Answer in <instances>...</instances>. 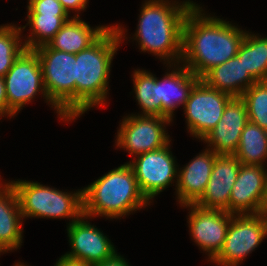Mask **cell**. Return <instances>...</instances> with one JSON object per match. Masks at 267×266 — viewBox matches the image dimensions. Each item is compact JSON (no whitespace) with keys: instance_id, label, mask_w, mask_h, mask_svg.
I'll list each match as a JSON object with an SVG mask.
<instances>
[{"instance_id":"6da1fadb","label":"cell","mask_w":267,"mask_h":266,"mask_svg":"<svg viewBox=\"0 0 267 266\" xmlns=\"http://www.w3.org/2000/svg\"><path fill=\"white\" fill-rule=\"evenodd\" d=\"M202 12L203 8L196 4L185 18L181 60L200 79L236 56L246 33L229 21Z\"/></svg>"},{"instance_id":"7a4b0ae2","label":"cell","mask_w":267,"mask_h":266,"mask_svg":"<svg viewBox=\"0 0 267 266\" xmlns=\"http://www.w3.org/2000/svg\"><path fill=\"white\" fill-rule=\"evenodd\" d=\"M193 1L147 0L142 5L134 40L141 52H150L168 67L180 64L183 54V26ZM172 62V63H171Z\"/></svg>"},{"instance_id":"3957f363","label":"cell","mask_w":267,"mask_h":266,"mask_svg":"<svg viewBox=\"0 0 267 266\" xmlns=\"http://www.w3.org/2000/svg\"><path fill=\"white\" fill-rule=\"evenodd\" d=\"M110 26L92 45L76 54V117L106 104L111 63L125 33Z\"/></svg>"},{"instance_id":"277c9868","label":"cell","mask_w":267,"mask_h":266,"mask_svg":"<svg viewBox=\"0 0 267 266\" xmlns=\"http://www.w3.org/2000/svg\"><path fill=\"white\" fill-rule=\"evenodd\" d=\"M149 204L128 162L83 188V214L89 218L119 219Z\"/></svg>"},{"instance_id":"5b68a950","label":"cell","mask_w":267,"mask_h":266,"mask_svg":"<svg viewBox=\"0 0 267 266\" xmlns=\"http://www.w3.org/2000/svg\"><path fill=\"white\" fill-rule=\"evenodd\" d=\"M9 182L16 190L22 218H70L71 224L83 215V189L68 193L33 181Z\"/></svg>"},{"instance_id":"8992f818","label":"cell","mask_w":267,"mask_h":266,"mask_svg":"<svg viewBox=\"0 0 267 266\" xmlns=\"http://www.w3.org/2000/svg\"><path fill=\"white\" fill-rule=\"evenodd\" d=\"M39 57L48 99L71 122L76 118V54L51 49L47 44L34 49Z\"/></svg>"},{"instance_id":"52a82bcc","label":"cell","mask_w":267,"mask_h":266,"mask_svg":"<svg viewBox=\"0 0 267 266\" xmlns=\"http://www.w3.org/2000/svg\"><path fill=\"white\" fill-rule=\"evenodd\" d=\"M8 101V117H13L23 107L37 96V92L43 95L46 102L56 110L60 120H69L48 99L39 57L34 50L25 49L14 61L12 67L3 77Z\"/></svg>"},{"instance_id":"ba28073f","label":"cell","mask_w":267,"mask_h":266,"mask_svg":"<svg viewBox=\"0 0 267 266\" xmlns=\"http://www.w3.org/2000/svg\"><path fill=\"white\" fill-rule=\"evenodd\" d=\"M267 236V222L259 214L233 215L220 252L210 261L238 266Z\"/></svg>"},{"instance_id":"9c48e42d","label":"cell","mask_w":267,"mask_h":266,"mask_svg":"<svg viewBox=\"0 0 267 266\" xmlns=\"http://www.w3.org/2000/svg\"><path fill=\"white\" fill-rule=\"evenodd\" d=\"M167 117L149 115L125 116L116 135V146L126 149L130 155L138 156L145 152L163 148L171 142L166 133Z\"/></svg>"},{"instance_id":"30bf717a","label":"cell","mask_w":267,"mask_h":266,"mask_svg":"<svg viewBox=\"0 0 267 266\" xmlns=\"http://www.w3.org/2000/svg\"><path fill=\"white\" fill-rule=\"evenodd\" d=\"M231 98V95L209 87L200 79L183 107L188 132L202 141L217 125Z\"/></svg>"},{"instance_id":"8fae6325","label":"cell","mask_w":267,"mask_h":266,"mask_svg":"<svg viewBox=\"0 0 267 266\" xmlns=\"http://www.w3.org/2000/svg\"><path fill=\"white\" fill-rule=\"evenodd\" d=\"M169 146L170 143L163 148L140 154L128 162L141 193L149 203L178 178L179 168Z\"/></svg>"},{"instance_id":"7c38bea8","label":"cell","mask_w":267,"mask_h":266,"mask_svg":"<svg viewBox=\"0 0 267 266\" xmlns=\"http://www.w3.org/2000/svg\"><path fill=\"white\" fill-rule=\"evenodd\" d=\"M182 207L190 208L188 224L194 242L208 253L211 261L222 249L230 225L232 214L218 209H206L196 204Z\"/></svg>"},{"instance_id":"4fadbf2b","label":"cell","mask_w":267,"mask_h":266,"mask_svg":"<svg viewBox=\"0 0 267 266\" xmlns=\"http://www.w3.org/2000/svg\"><path fill=\"white\" fill-rule=\"evenodd\" d=\"M86 219L90 218L83 214L68 224L67 233L71 252L65 253L64 256L94 266L112 258L117 251L103 231L91 225Z\"/></svg>"},{"instance_id":"5bb4252c","label":"cell","mask_w":267,"mask_h":266,"mask_svg":"<svg viewBox=\"0 0 267 266\" xmlns=\"http://www.w3.org/2000/svg\"><path fill=\"white\" fill-rule=\"evenodd\" d=\"M267 187V169L261 165L241 164L232 187L228 213L258 214Z\"/></svg>"},{"instance_id":"9a60e30c","label":"cell","mask_w":267,"mask_h":266,"mask_svg":"<svg viewBox=\"0 0 267 266\" xmlns=\"http://www.w3.org/2000/svg\"><path fill=\"white\" fill-rule=\"evenodd\" d=\"M249 122L247 107L241 97H232L217 125L202 140L217 155H234L241 133Z\"/></svg>"},{"instance_id":"2e32d148","label":"cell","mask_w":267,"mask_h":266,"mask_svg":"<svg viewBox=\"0 0 267 266\" xmlns=\"http://www.w3.org/2000/svg\"><path fill=\"white\" fill-rule=\"evenodd\" d=\"M240 166V161L234 155H217L204 194L195 204L228 212L232 187Z\"/></svg>"},{"instance_id":"e0dca14e","label":"cell","mask_w":267,"mask_h":266,"mask_svg":"<svg viewBox=\"0 0 267 266\" xmlns=\"http://www.w3.org/2000/svg\"><path fill=\"white\" fill-rule=\"evenodd\" d=\"M217 154L208 148L178 170L175 189L180 206L195 204L204 194Z\"/></svg>"},{"instance_id":"ac0fdd59","label":"cell","mask_w":267,"mask_h":266,"mask_svg":"<svg viewBox=\"0 0 267 266\" xmlns=\"http://www.w3.org/2000/svg\"><path fill=\"white\" fill-rule=\"evenodd\" d=\"M22 221L16 190L10 182L4 184L0 182V253L21 247Z\"/></svg>"},{"instance_id":"d6986e66","label":"cell","mask_w":267,"mask_h":266,"mask_svg":"<svg viewBox=\"0 0 267 266\" xmlns=\"http://www.w3.org/2000/svg\"><path fill=\"white\" fill-rule=\"evenodd\" d=\"M174 70L159 80V93L162 101V117L173 120V113L180 105L184 107L191 90L200 78L186 66L173 64ZM180 65V66H179ZM182 66V67H181Z\"/></svg>"},{"instance_id":"ffe728a7","label":"cell","mask_w":267,"mask_h":266,"mask_svg":"<svg viewBox=\"0 0 267 266\" xmlns=\"http://www.w3.org/2000/svg\"><path fill=\"white\" fill-rule=\"evenodd\" d=\"M201 79L209 87L232 97H241L249 87L258 82L248 70H245L243 61L237 55L213 67Z\"/></svg>"},{"instance_id":"44dd1931","label":"cell","mask_w":267,"mask_h":266,"mask_svg":"<svg viewBox=\"0 0 267 266\" xmlns=\"http://www.w3.org/2000/svg\"><path fill=\"white\" fill-rule=\"evenodd\" d=\"M110 26L90 27L80 17H72L47 43L54 50L77 54L92 45Z\"/></svg>"},{"instance_id":"7402d4cb","label":"cell","mask_w":267,"mask_h":266,"mask_svg":"<svg viewBox=\"0 0 267 266\" xmlns=\"http://www.w3.org/2000/svg\"><path fill=\"white\" fill-rule=\"evenodd\" d=\"M234 156L241 164L265 166L267 160V130L248 122L241 133Z\"/></svg>"},{"instance_id":"603a6c76","label":"cell","mask_w":267,"mask_h":266,"mask_svg":"<svg viewBox=\"0 0 267 266\" xmlns=\"http://www.w3.org/2000/svg\"><path fill=\"white\" fill-rule=\"evenodd\" d=\"M251 33L246 31L237 56L257 81H267V37Z\"/></svg>"},{"instance_id":"cb8c5ba5","label":"cell","mask_w":267,"mask_h":266,"mask_svg":"<svg viewBox=\"0 0 267 266\" xmlns=\"http://www.w3.org/2000/svg\"><path fill=\"white\" fill-rule=\"evenodd\" d=\"M133 85L136 101L142 109L138 115L162 117V101L159 93V79L146 70H134Z\"/></svg>"},{"instance_id":"d4e9b609","label":"cell","mask_w":267,"mask_h":266,"mask_svg":"<svg viewBox=\"0 0 267 266\" xmlns=\"http://www.w3.org/2000/svg\"><path fill=\"white\" fill-rule=\"evenodd\" d=\"M70 15H27L31 33L24 40L26 49L34 50L37 47L46 45L69 21Z\"/></svg>"},{"instance_id":"484cf974","label":"cell","mask_w":267,"mask_h":266,"mask_svg":"<svg viewBox=\"0 0 267 266\" xmlns=\"http://www.w3.org/2000/svg\"><path fill=\"white\" fill-rule=\"evenodd\" d=\"M14 24L0 25V76L4 77L12 67L14 61L26 49L21 38L22 29Z\"/></svg>"},{"instance_id":"4316f807","label":"cell","mask_w":267,"mask_h":266,"mask_svg":"<svg viewBox=\"0 0 267 266\" xmlns=\"http://www.w3.org/2000/svg\"><path fill=\"white\" fill-rule=\"evenodd\" d=\"M247 107L249 122L267 130V81H258L241 96Z\"/></svg>"},{"instance_id":"83f0119b","label":"cell","mask_w":267,"mask_h":266,"mask_svg":"<svg viewBox=\"0 0 267 266\" xmlns=\"http://www.w3.org/2000/svg\"><path fill=\"white\" fill-rule=\"evenodd\" d=\"M27 15H69L59 0H28Z\"/></svg>"},{"instance_id":"f1b7e54d","label":"cell","mask_w":267,"mask_h":266,"mask_svg":"<svg viewBox=\"0 0 267 266\" xmlns=\"http://www.w3.org/2000/svg\"><path fill=\"white\" fill-rule=\"evenodd\" d=\"M62 4L63 8L67 11L68 14H70V10L78 11L76 13L77 15H74L73 17H80L79 11L86 10V6L89 0H59Z\"/></svg>"},{"instance_id":"f546056e","label":"cell","mask_w":267,"mask_h":266,"mask_svg":"<svg viewBox=\"0 0 267 266\" xmlns=\"http://www.w3.org/2000/svg\"><path fill=\"white\" fill-rule=\"evenodd\" d=\"M8 116V101L4 78L0 76V117Z\"/></svg>"},{"instance_id":"4dcf8cb0","label":"cell","mask_w":267,"mask_h":266,"mask_svg":"<svg viewBox=\"0 0 267 266\" xmlns=\"http://www.w3.org/2000/svg\"><path fill=\"white\" fill-rule=\"evenodd\" d=\"M125 258L116 253L112 258L105 260L101 263L95 264L94 266H129Z\"/></svg>"},{"instance_id":"1f68e13d","label":"cell","mask_w":267,"mask_h":266,"mask_svg":"<svg viewBox=\"0 0 267 266\" xmlns=\"http://www.w3.org/2000/svg\"><path fill=\"white\" fill-rule=\"evenodd\" d=\"M54 266H92L83 261H76L70 258L65 257L64 255L56 261Z\"/></svg>"},{"instance_id":"d6a6232c","label":"cell","mask_w":267,"mask_h":266,"mask_svg":"<svg viewBox=\"0 0 267 266\" xmlns=\"http://www.w3.org/2000/svg\"><path fill=\"white\" fill-rule=\"evenodd\" d=\"M258 214L267 222V187Z\"/></svg>"},{"instance_id":"836d02e7","label":"cell","mask_w":267,"mask_h":266,"mask_svg":"<svg viewBox=\"0 0 267 266\" xmlns=\"http://www.w3.org/2000/svg\"><path fill=\"white\" fill-rule=\"evenodd\" d=\"M25 263H21V262H19V263H16V264H14L13 266H27V265H24Z\"/></svg>"}]
</instances>
